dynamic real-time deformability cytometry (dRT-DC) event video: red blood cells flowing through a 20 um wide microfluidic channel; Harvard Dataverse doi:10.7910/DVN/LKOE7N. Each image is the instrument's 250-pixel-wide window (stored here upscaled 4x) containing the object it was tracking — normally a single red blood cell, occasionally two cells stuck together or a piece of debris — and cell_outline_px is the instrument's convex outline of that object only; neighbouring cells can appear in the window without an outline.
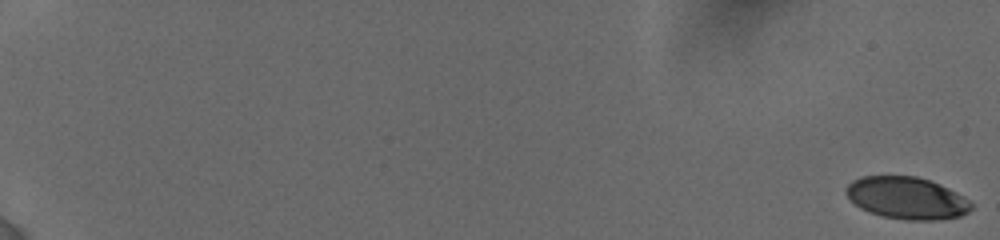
{"species": "human", "species_latin": "Homo sapiens", "temperature_condition": "cold", "stored_images_in_passage": 19, "camera_frame_rate_fps": 3000, "um_per_image_px": 0.085, "donor": {"sex": "female"}, "frame": {"image": 1, "passage_image": 1, "time_ms": 0.0, "image_size_px": [1000, 240], "cell_outline_px": [[972, 208], [968, 212], [960, 216], [940, 220], [904, 220], [880, 216], [868, 212], [860, 208], [844, 192], [844, 188], [852, 180], [860, 176], [916, 176], [940, 184], [964, 196], [972, 204]], "centroid_in_image_um": [77.06, 16.84], "position_along_channel_um": 7.9, "area_um2": 30.92}}
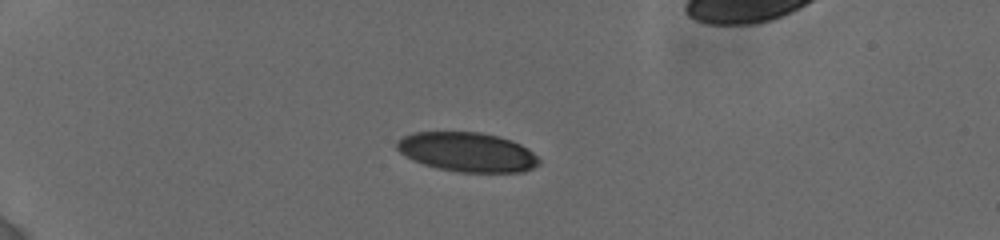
{"frame": {"image": 2, "passage_image": 14, "time_ms": 5.667, "image_size_px": [1000, 240], "cell_outline_px": [[540, 164], [524, 172], [460, 172], [436, 168], [424, 164], [404, 156], [396, 148], [396, 140], [412, 132], [480, 132], [500, 136], [512, 140], [528, 148], [540, 160]], "centroid_in_image_um": [39.72, 12.92], "position_along_channel_um": 45.3, "area_um2": 32.83}}